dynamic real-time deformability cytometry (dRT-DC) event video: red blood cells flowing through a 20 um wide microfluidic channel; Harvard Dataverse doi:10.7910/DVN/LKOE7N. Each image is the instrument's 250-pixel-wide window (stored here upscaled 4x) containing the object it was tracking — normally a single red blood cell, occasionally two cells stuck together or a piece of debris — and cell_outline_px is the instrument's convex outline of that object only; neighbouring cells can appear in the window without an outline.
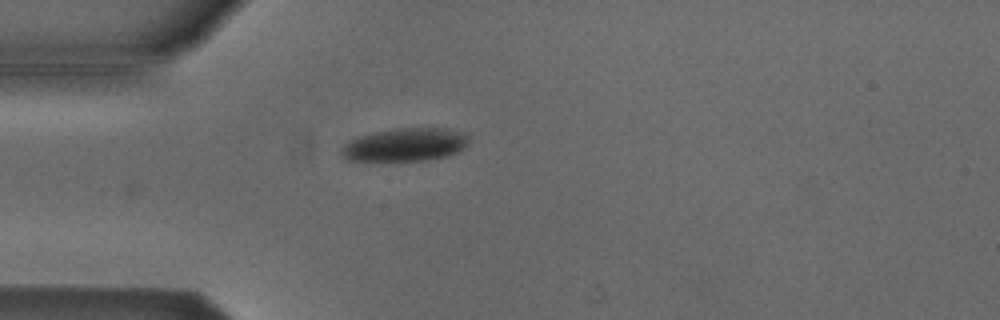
{"species": "Egyptian fruit bat (a non-hibernating species)", "species_latin": "Rousettus aegyptiacus", "temperature_condition": "cold", "stored_images_in_passage": 30, "camera_frame_rate_fps": 3000, "um_per_image_px": 0.085, "animal": {"sex": "male"}, "frame": {"image": 1, "passage_image": 3, "time_ms": 0.667, "image_size_px": [1000, 320], "cell_outline_px": [[468, 144], [460, 152], [448, 156], [428, 160], [388, 164], [344, 160], [340, 152], [340, 148], [344, 144], [360, 136], [376, 132], [396, 128], [444, 128], [464, 136]], "centroid_in_image_um": [34.31, 12.38], "position_along_channel_um": 50.7, "area_um2": 25.37}}
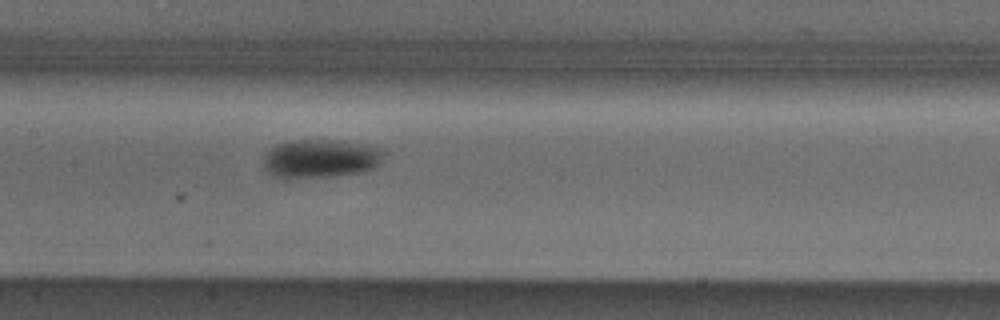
{"frame": {"image": 2, "passage_image": 14, "time_ms": 4.333, "image_size_px": [1000, 320], "cell_outline_px": [[384, 152], [380, 160], [372, 168], [356, 172], [328, 176], [276, 176], [268, 172], [264, 168], [264, 156], [276, 144], [288, 140], [344, 140], [380, 148]], "centroid_in_image_um": [27.22, 13.43], "position_along_channel_um": 180.2, "area_um2": 26.18}}
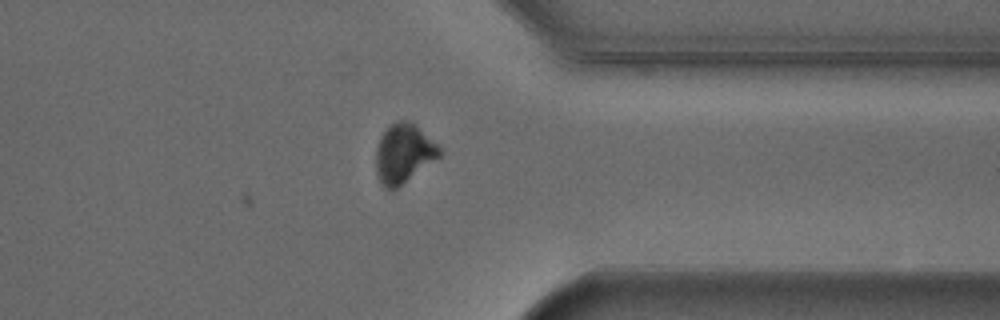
{"frame": {"image": 3, "passage_image": 30, "time_ms": 9.667, "image_size_px": [1000, 320], "cell_outline_px": [[440, 156], [396, 188], [384, 188], [376, 172], [376, 148], [380, 136], [388, 124], [396, 120], [408, 120], [416, 124], [440, 148]], "centroid_in_image_um": [34.27, 12.99], "position_along_channel_um": 377.1, "area_um2": 21.68}, "authors_computed_cell_mechanics": {"area_um2": 25.6343, "velocity_mm_per_s": 3.8093, "shape_relaxation_time_tau1_ms": 2.1636, "shape_relaxation_time_tau2_ms": null, "deformation_change_tau1": 0.0831, "deformation_change_tau2": null}}